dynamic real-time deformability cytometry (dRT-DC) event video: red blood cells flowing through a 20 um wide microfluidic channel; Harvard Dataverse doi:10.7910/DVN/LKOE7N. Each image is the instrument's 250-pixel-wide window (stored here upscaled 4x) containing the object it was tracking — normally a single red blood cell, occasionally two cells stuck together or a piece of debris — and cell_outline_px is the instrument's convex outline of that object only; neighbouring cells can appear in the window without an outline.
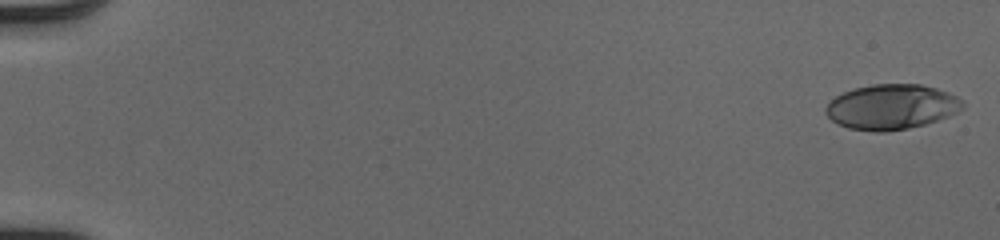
{"species": "human", "species_latin": "Homo sapiens", "temperature_condition": "cold", "stored_images_in_passage": 51, "camera_frame_rate_fps": 3000, "um_per_image_px": 0.085, "donor": {"sex": "male"}, "frame": {"image": 1, "passage_image": 1, "time_ms": 0.0, "image_size_px": [1000, 240], "cell_outline_px": [[964, 108], [948, 116], [924, 124], [908, 128], [888, 132], [872, 132], [848, 128], [836, 124], [824, 112], [824, 108], [828, 100], [844, 92], [856, 88], [872, 84], [920, 84], [936, 88], [948, 92], [964, 100]], "centroid_in_image_um": [75.75, 9.09], "position_along_channel_um": 9.3, "area_um2": 36.24}}
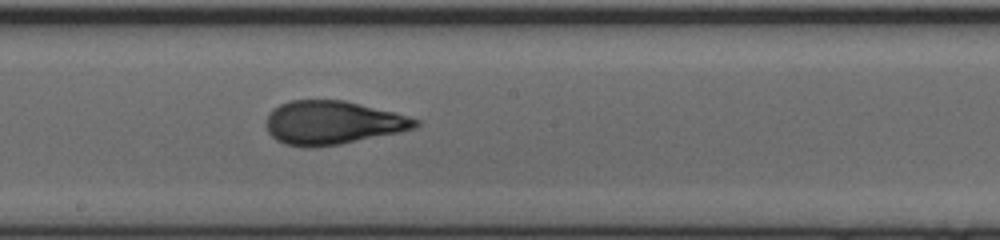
{"frame": {"image": 2, "passage_image": 30, "time_ms": 9.667, "image_size_px": [1000, 240], "cell_outline_px": [[420, 124], [416, 128], [400, 132], [340, 144], [312, 148], [284, 144], [276, 140], [268, 132], [264, 124], [264, 120], [268, 112], [272, 108], [288, 100], [344, 100], [396, 112], [420, 120]], "centroid_in_image_um": [28.23, 10.42], "position_along_channel_um": 220.0, "area_um2": 38.38}}
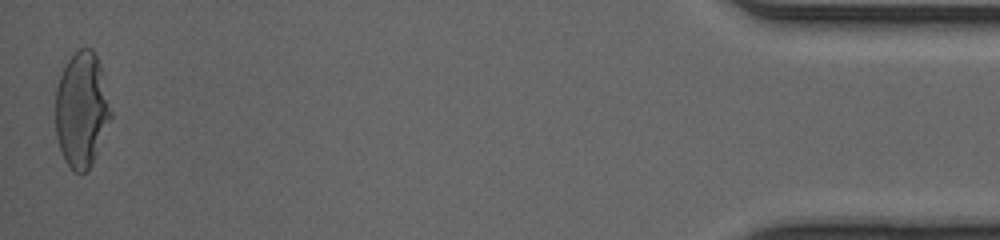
{"frame": {"image": 3, "passage_image": 51, "time_ms": 16.667, "image_size_px": [1000, 240], "cell_outline_px": [[112, 116], [92, 164], [88, 172], [76, 172], [64, 160], [56, 136], [56, 88], [60, 76], [68, 60], [80, 48], [92, 48], [96, 56], [100, 68], [112, 112]], "centroid_in_image_um": [6.94, 9.35], "position_along_channel_um": 428.3, "area_um2": 36.7}, "authors_computed_cell_mechanics": {"area_um2": 36.6452, "velocity_mm_per_s": 4.133, "shape_relaxation_time_tau1_ms": 5.2629, "shape_relaxation_time_tau2_ms": 1.0097, "deformation_change_tau1": 0.2301, "deformation_change_tau2": 0.0826}}